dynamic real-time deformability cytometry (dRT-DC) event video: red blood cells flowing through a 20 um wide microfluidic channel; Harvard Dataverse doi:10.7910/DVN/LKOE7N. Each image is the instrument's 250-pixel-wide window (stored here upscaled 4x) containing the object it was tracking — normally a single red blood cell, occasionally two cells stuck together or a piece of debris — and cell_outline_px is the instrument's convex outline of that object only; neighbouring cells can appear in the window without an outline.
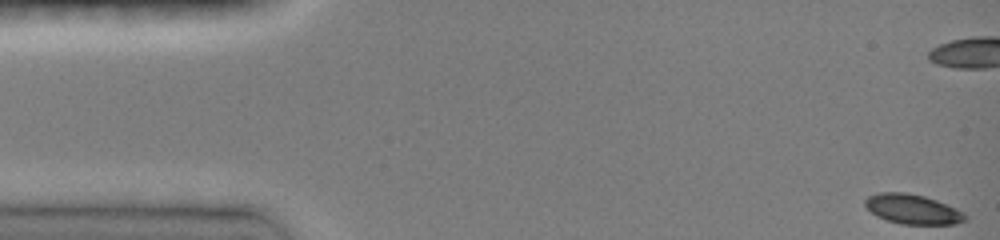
{"species": "common noctule bat (a hibernating species)", "species_latin": "Nyctalus noctula", "temperature_condition": "room temperature", "stored_images_in_passage": 67, "camera_frame_rate_fps": 3000, "um_per_image_px": 0.085, "animal": {"sex": "female", "body_mass_g": 19.0, "forearm_length_mm": 51.5}, "frame": {"image": 1, "passage_image": 1, "time_ms": 0.0, "image_size_px": [1000, 240], "cell_outline_px": [[968, 220], [956, 224], [900, 224], [876, 216], [864, 204], [864, 200], [868, 196], [880, 192], [904, 192], [924, 196], [936, 200], [956, 208], [964, 212], [968, 216]], "centroid_in_image_um": [77.6, 17.78], "position_along_channel_um": 7.4, "area_um2": 17.4}, "authors_computed_cell_mechanics": {"area_um2": 18.6694, "velocity_mm_per_s": 4.0177, "shape_relaxation_time_tau1_ms": 1.6105, "shape_relaxation_time_tau2_ms": null, "deformation_change_tau1": 0.08, "deformation_change_tau2": null}}